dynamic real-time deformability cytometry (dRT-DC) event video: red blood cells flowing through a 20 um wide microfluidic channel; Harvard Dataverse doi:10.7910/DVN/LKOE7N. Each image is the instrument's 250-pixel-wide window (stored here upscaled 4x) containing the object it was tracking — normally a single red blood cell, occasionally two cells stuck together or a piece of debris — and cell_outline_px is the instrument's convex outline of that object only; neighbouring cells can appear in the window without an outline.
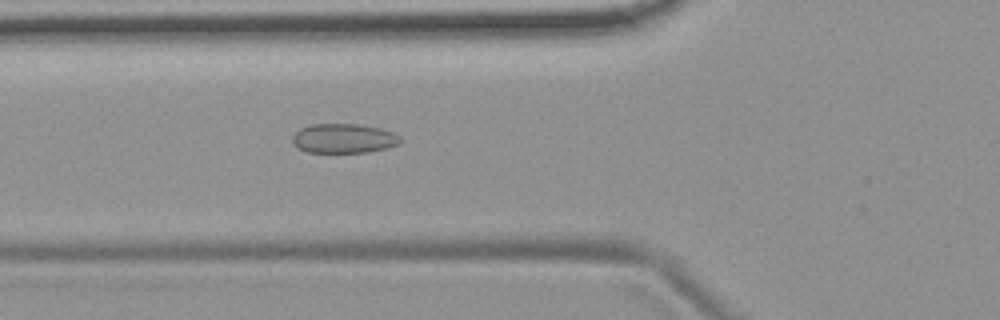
{"species": "common noctule bat (a hibernating species)", "species_latin": "Nyctalus noctula", "temperature_condition": "room temperature", "stored_images_in_passage": 50, "camera_frame_rate_fps": 3000, "um_per_image_px": 0.085, "animal": {"sex": "female", "body_mass_g": 19.9}, "frame": {"image": 1, "passage_image": 16, "time_ms": 5.0, "image_size_px": [1000, 320], "cell_outline_px": [[404, 140], [396, 144], [384, 148], [368, 152], [308, 152], [296, 148], [292, 140], [292, 136], [300, 128], [312, 124], [356, 124], [380, 128], [392, 132], [400, 136]], "centroid_in_image_um": [29.19, 11.76], "position_along_channel_um": 96.6, "area_um2": 18.44}}
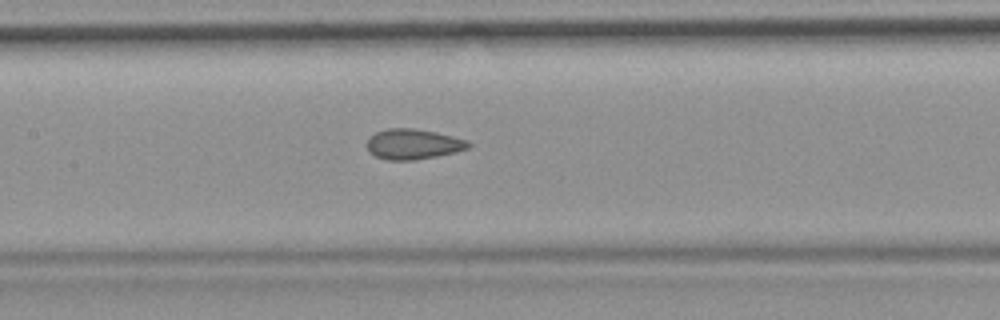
{"frame": {"image": 2, "passage_image": 22, "time_ms": 7.0, "image_size_px": [1000, 320], "cell_outline_px": [[472, 144], [468, 148], [436, 156], [416, 160], [388, 160], [376, 156], [368, 152], [368, 136], [376, 132], [388, 128], [412, 128], [436, 132], [468, 140]], "centroid_in_image_um": [35.1, 12.24], "position_along_channel_um": 172.3, "area_um2": 17.86}}
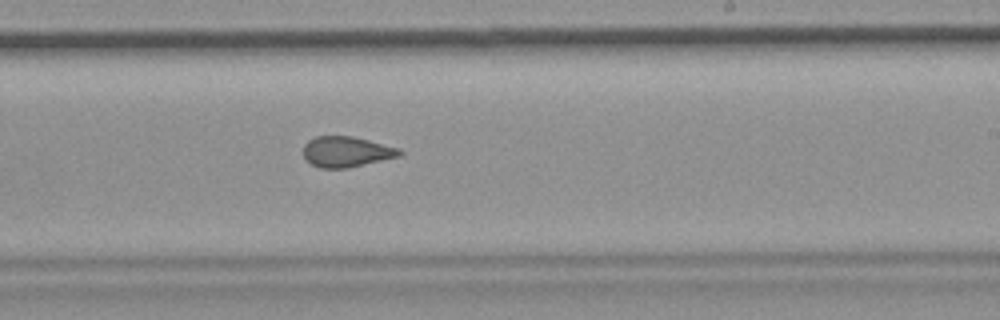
{"frame": {"image": 3, "passage_image": 29, "time_ms": 9.333, "image_size_px": [1000, 320], "cell_outline_px": [[404, 152], [400, 156], [348, 168], [320, 168], [304, 160], [304, 144], [308, 140], [316, 136], [352, 136], [400, 148]], "centroid_in_image_um": [29.44, 12.9], "position_along_channel_um": 259.6, "area_um2": 17.22}, "authors_computed_cell_mechanics": {"area_um2": 18.496, "velocity_mm_per_s": 3.7685, "shape_relaxation_time_tau1_ms": null, "shape_relaxation_time_tau2_ms": 1.5625, "deformation_change_tau1": null, "deformation_change_tau2": 0.0643}}